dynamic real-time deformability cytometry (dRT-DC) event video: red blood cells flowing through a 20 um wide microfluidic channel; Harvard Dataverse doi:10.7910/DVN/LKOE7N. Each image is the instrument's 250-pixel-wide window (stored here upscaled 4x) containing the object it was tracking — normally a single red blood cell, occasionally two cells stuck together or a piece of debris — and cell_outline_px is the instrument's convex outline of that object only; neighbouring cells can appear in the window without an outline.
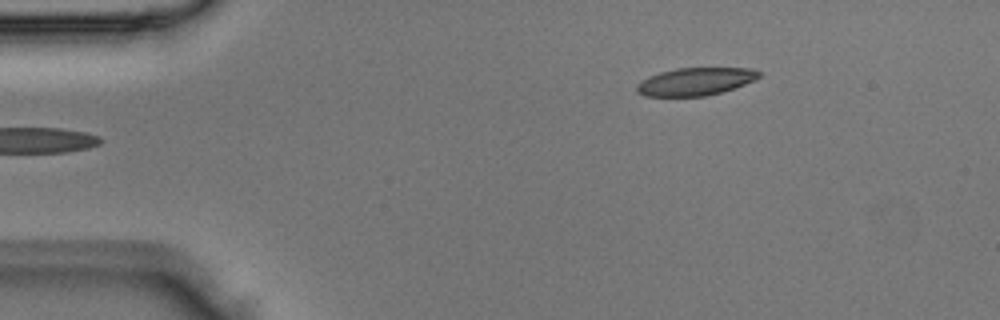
{"species": "Egyptian fruit bat (a non-hibernating species)", "species_latin": "Rousettus aegyptiacus", "temperature_condition": "room temperature", "stored_images_in_passage": 3, "camera_frame_rate_fps": 3000, "um_per_image_px": 0.085, "animal": {"sex": "male"}, "frame": {"image": 1, "passage_image": 3, "time_ms": 0.667, "image_size_px": [1000, 320], "cell_outline_px": [[760, 76], [756, 80], [720, 92], [704, 96], [644, 96], [636, 92], [636, 84], [640, 80], [648, 76], [660, 72], [676, 68], [752, 68], [760, 72]], "centroid_in_image_um": [59.06, 6.92], "position_along_channel_um": 25.9, "area_um2": 19.77}}